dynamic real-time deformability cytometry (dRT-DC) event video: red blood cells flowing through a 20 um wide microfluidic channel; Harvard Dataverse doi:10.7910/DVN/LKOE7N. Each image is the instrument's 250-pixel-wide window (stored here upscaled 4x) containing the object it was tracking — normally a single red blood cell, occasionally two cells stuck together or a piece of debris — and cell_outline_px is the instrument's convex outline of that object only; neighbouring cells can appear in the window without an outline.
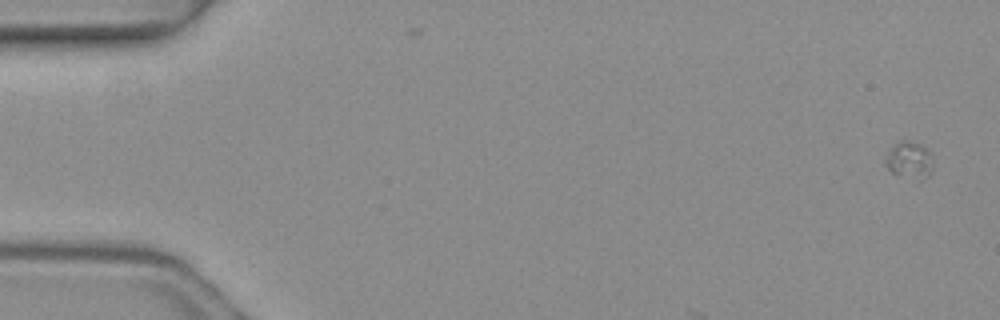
{"species": "common noctule bat (a hibernating species)", "species_latin": "Nyctalus noctula", "temperature_condition": "warm", "stored_images_in_passage": 3, "camera_frame_rate_fps": 3000, "um_per_image_px": 0.085, "animal": {"sex": "female", "body_mass_g": 19.3, "forearm_length_mm": 54.1}, "frame": {"image": 1, "passage_image": 1, "time_ms": 0.0, "image_size_px": [1000, 320], "cell_outline_px": [[932, 172], [924, 180], [892, 172], [884, 164], [884, 160], [888, 152], [900, 140], [912, 140], [928, 148], [932, 152]], "centroid_in_image_um": [77.34, 13.57], "position_along_channel_um": 7.7, "area_um2": 10.29}}